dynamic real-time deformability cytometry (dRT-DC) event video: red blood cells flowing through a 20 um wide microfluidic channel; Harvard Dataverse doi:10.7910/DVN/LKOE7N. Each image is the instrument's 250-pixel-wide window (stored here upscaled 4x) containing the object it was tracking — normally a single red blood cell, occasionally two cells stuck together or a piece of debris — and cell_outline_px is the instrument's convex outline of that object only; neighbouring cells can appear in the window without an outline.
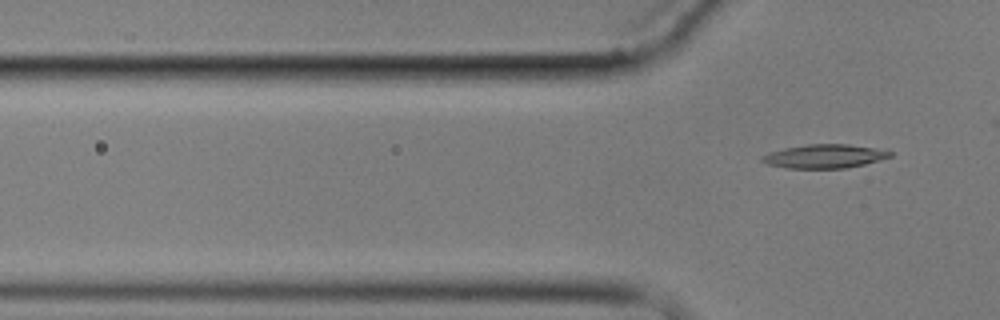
{"species": "common noctule bat (a hibernating species)", "species_latin": "Nyctalus noctula", "temperature_condition": "cold", "stored_images_in_passage": 6, "segment_of_instrument_passage": [2, 2], "camera_frame_rate_fps": 3000, "um_per_image_px": 0.085, "animal": {"sex": "male", "body_mass_g": 17.9}, "frame": {"image": 1, "passage_image": 6, "time_ms": 7.0, "image_size_px": [1000, 320], "cell_outline_px": [[892, 156], [880, 160], [848, 168], [788, 168], [768, 164], [760, 160], [760, 156], [768, 152], [784, 148], [808, 144], [848, 144], [876, 148], [892, 152]], "centroid_in_image_um": [70.07, 13.28], "position_along_channel_um": 55.7, "area_um2": 17.74}}